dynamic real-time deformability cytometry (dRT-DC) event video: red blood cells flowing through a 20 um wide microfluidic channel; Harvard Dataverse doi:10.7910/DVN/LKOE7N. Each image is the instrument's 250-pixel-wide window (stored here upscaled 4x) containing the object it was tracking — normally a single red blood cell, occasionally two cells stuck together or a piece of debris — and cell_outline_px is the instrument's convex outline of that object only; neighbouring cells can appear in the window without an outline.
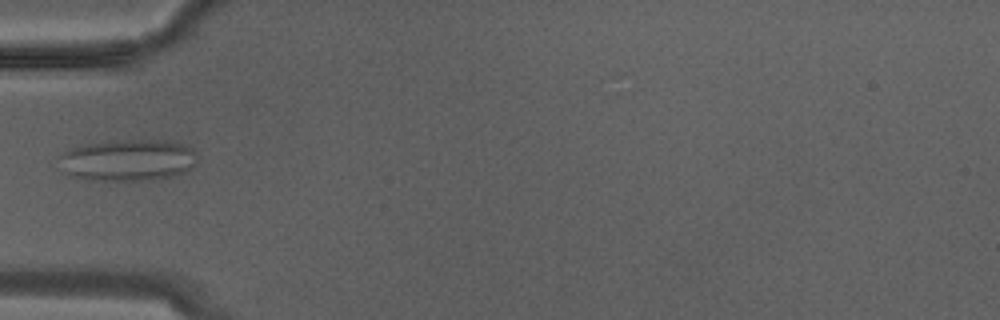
{"species": "Egyptian fruit bat (a non-hibernating species)", "species_latin": "Rousettus aegyptiacus", "temperature_condition": "warm", "stored_images_in_passage": 10, "camera_frame_rate_fps": 3000, "um_per_image_px": 0.085, "animal": {"sex": "male"}, "frame": {"image": 1, "passage_image": 9, "time_ms": 2.667, "image_size_px": [1000, 320], "cell_outline_px": [[196, 164], [188, 172], [176, 176], [148, 180], [92, 180], [64, 176], [56, 156], [68, 148], [84, 144], [116, 140], [164, 140], [184, 144], [192, 148], [196, 152]], "centroid_in_image_um": [10.82, 13.62], "position_along_channel_um": 74.2, "area_um2": 34.51}}